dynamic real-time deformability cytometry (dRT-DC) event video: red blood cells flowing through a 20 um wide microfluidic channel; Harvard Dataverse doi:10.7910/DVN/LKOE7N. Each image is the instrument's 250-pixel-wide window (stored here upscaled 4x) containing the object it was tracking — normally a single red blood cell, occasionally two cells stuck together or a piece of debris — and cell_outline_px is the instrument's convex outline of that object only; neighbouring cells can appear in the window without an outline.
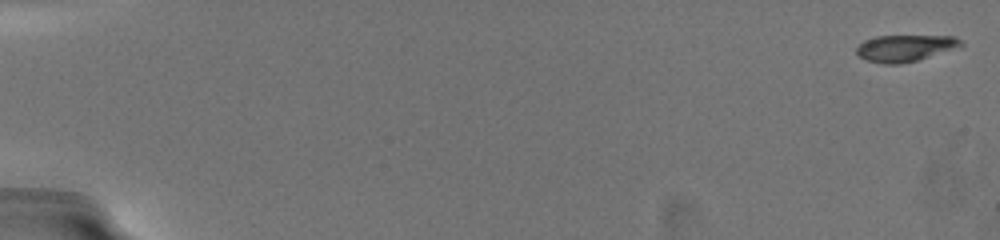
{"species": "common noctule bat (a hibernating species)", "species_latin": "Nyctalus noctula", "temperature_condition": "warm", "stored_images_in_passage": 45, "camera_frame_rate_fps": 3000, "um_per_image_px": 0.085, "animal": {"sex": "female", "body_mass_g": 19.5, "forearm_length_mm": 54.1}, "frame": {"image": 1, "passage_image": 1, "time_ms": 0.0, "image_size_px": [1000, 240], "cell_outline_px": [[964, 44], [916, 60], [900, 64], [884, 64], [868, 60], [860, 56], [856, 52], [856, 48], [864, 40], [876, 36], [956, 36]], "centroid_in_image_um": [76.87, 4.07], "position_along_channel_um": 8.1, "area_um2": 15.72}}
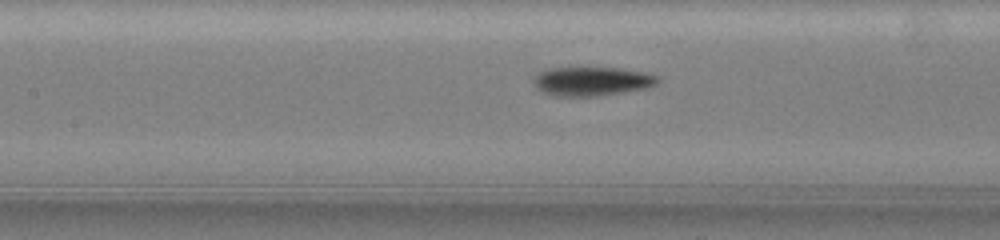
{"frame": {"image": 2, "passage_image": 22, "time_ms": 9.333, "image_size_px": [1000, 240], "cell_outline_px": [[660, 80], [656, 84], [648, 88], [596, 96], [560, 96], [544, 92], [536, 84], [536, 76], [540, 72], [548, 68], [620, 68], [644, 72], [660, 76]], "centroid_in_image_um": [50.41, 6.9], "position_along_channel_um": 157.0, "area_um2": 20.58}}
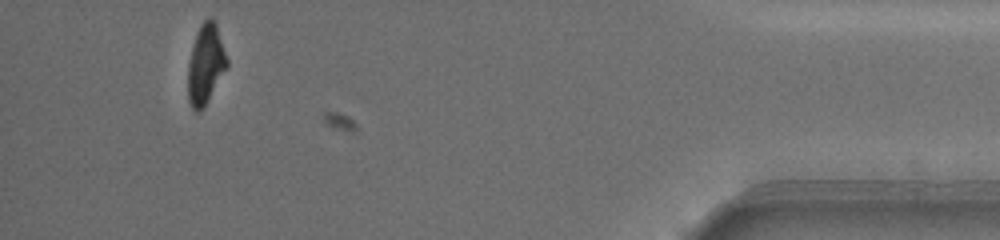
{"frame": {"image": 3, "passage_image": 43, "time_ms": 18.0, "image_size_px": [1000, 240], "cell_outline_px": [[228, 68], [204, 108], [200, 112], [196, 112], [192, 108], [188, 100], [188, 64], [192, 48], [200, 24], [208, 16], [212, 16], [216, 24], [228, 60]], "centroid_in_image_um": [17.49, 5.49], "position_along_channel_um": 417.7, "area_um2": 18.32}, "authors_computed_cell_mechanics": {"area_um2": 19.0162, "velocity_mm_per_s": 3.6873, "shape_relaxation_time_tau1_ms": 3.7175, "shape_relaxation_time_tau2_ms": 1.6372, "deformation_change_tau1": 0.2005, "deformation_change_tau2": 0.0764}}